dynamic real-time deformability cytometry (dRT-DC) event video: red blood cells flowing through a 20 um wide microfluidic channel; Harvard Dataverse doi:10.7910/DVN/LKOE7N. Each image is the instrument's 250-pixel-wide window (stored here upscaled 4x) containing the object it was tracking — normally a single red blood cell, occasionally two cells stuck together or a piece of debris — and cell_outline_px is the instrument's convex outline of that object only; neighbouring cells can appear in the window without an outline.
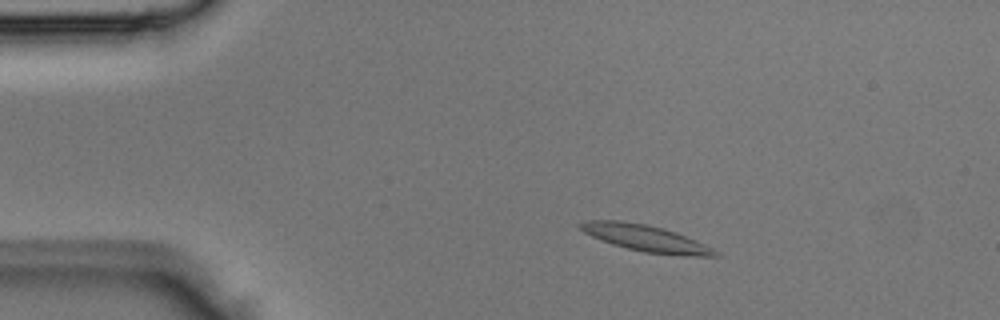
{"species": "Egyptian fruit bat (a non-hibernating species)", "species_latin": "Rousettus aegyptiacus", "temperature_condition": "room temperature", "stored_images_in_passage": 3, "camera_frame_rate_fps": 3000, "um_per_image_px": 0.085, "animal": {"sex": "male"}, "frame": {"image": 1, "passage_image": 2, "time_ms": 0.333, "image_size_px": [1000, 320], "cell_outline_px": [[720, 256], [684, 256], [644, 252], [612, 244], [592, 236], [584, 232], [580, 228], [580, 224], [584, 220], [620, 220], [648, 224], [664, 228], [676, 232], [704, 244], [720, 252]], "centroid_in_image_um": [54.91, 20.24], "position_along_channel_um": 30.1, "area_um2": 20.75}}